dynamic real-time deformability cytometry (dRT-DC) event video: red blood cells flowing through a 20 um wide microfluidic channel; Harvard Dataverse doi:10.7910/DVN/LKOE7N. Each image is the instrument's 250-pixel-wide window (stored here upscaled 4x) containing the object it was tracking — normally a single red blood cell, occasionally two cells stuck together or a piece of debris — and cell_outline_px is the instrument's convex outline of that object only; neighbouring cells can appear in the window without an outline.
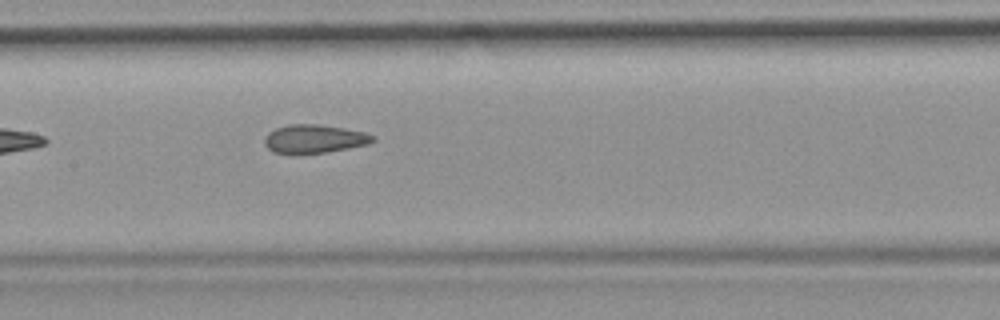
{"species": "common noctule bat (a hibernating species)", "species_latin": "Nyctalus noctula", "temperature_condition": "room temperature", "stored_images_in_passage": 6, "camera_frame_rate_fps": 3000, "um_per_image_px": 0.085, "animal": {"sex": "female", "body_mass_g": 19.9}, "frame": {"image": 1, "passage_image": 6, "time_ms": 6.667, "image_size_px": [1000, 320], "cell_outline_px": [[376, 140], [368, 144], [348, 148], [324, 152], [296, 156], [272, 152], [264, 144], [264, 136], [268, 132], [276, 128], [288, 124], [320, 124], [344, 128], [364, 132], [376, 136]], "centroid_in_image_um": [26.67, 11.82], "position_along_channel_um": 180.7, "area_um2": 18.5}}